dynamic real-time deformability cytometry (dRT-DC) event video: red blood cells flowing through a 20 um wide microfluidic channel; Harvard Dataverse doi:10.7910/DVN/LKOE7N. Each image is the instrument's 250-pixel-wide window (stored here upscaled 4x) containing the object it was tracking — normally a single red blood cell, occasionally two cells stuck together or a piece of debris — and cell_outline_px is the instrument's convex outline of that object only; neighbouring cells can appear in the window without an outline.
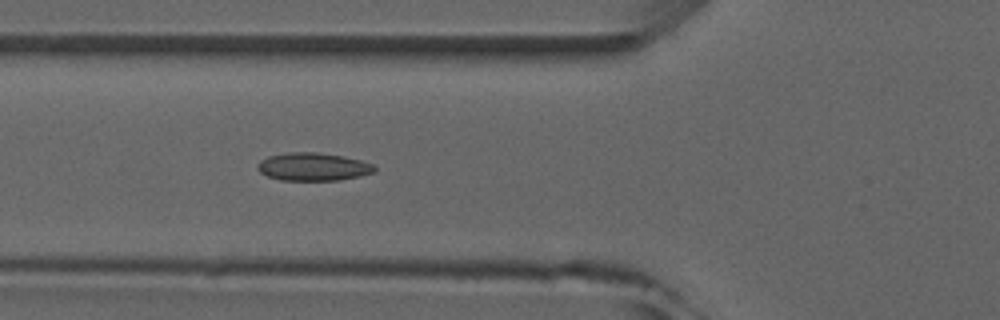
{"species": "common noctule bat (a hibernating species)", "species_latin": "Nyctalus noctula", "temperature_condition": "room temperature", "stored_images_in_passage": 6, "camera_frame_rate_fps": 3000, "um_per_image_px": 0.085, "animal": {"sex": "male", "forearm_length_mm": 52.5}, "frame": {"image": 1, "passage_image": 6, "time_ms": 5.667, "image_size_px": [1000, 320], "cell_outline_px": [[376, 172], [360, 176], [340, 180], [280, 180], [268, 176], [260, 172], [256, 168], [256, 164], [260, 160], [268, 156], [288, 152], [316, 152], [344, 156], [360, 160], [372, 164], [376, 168]], "centroid_in_image_um": [26.6, 14.17], "position_along_channel_um": 99.2, "area_um2": 19.19}}